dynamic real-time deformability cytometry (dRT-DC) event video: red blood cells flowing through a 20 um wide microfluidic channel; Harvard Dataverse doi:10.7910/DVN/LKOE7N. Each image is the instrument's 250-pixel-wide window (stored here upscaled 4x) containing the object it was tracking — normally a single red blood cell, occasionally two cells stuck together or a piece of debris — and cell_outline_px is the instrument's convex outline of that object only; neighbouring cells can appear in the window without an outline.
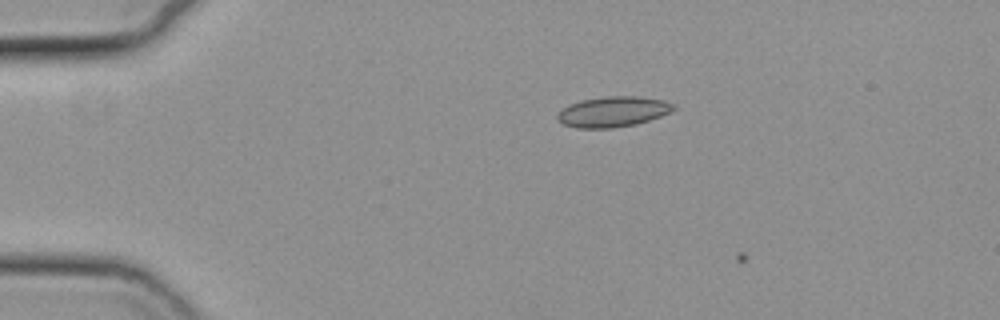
{"species": "common noctule bat (a hibernating species)", "species_latin": "Nyctalus noctula", "temperature_condition": "cold", "stored_images_in_passage": 11, "camera_frame_rate_fps": 3000, "um_per_image_px": 0.085, "animal": {"sex": "female", "body_mass_g": 19.3, "forearm_length_mm": 54.1}, "frame": {"image": 1, "passage_image": 10, "time_ms": 3.0, "image_size_px": [1000, 320], "cell_outline_px": [[676, 108], [672, 112], [636, 124], [612, 128], [576, 128], [564, 124], [556, 120], [556, 116], [564, 108], [580, 100], [604, 96], [640, 96], [664, 100], [676, 104]], "centroid_in_image_um": [52.14, 9.49], "position_along_channel_um": 32.9, "area_um2": 20.69}}